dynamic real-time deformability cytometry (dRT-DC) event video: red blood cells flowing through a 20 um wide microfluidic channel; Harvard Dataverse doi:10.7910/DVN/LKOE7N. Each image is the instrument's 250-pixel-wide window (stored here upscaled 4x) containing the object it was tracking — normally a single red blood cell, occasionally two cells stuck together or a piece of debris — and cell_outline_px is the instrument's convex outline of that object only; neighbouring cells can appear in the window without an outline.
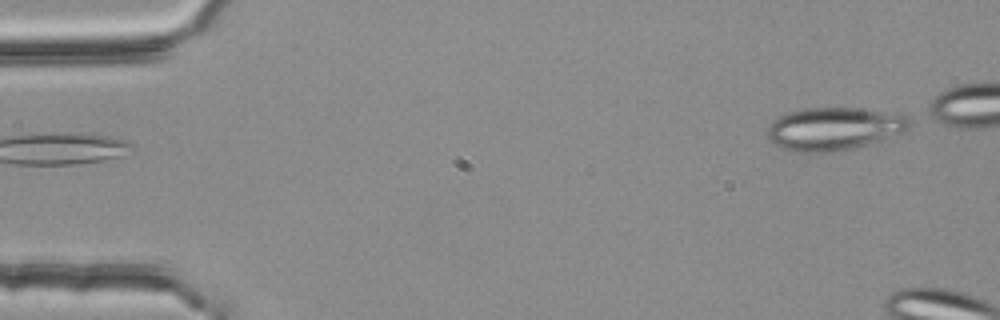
{"species": "common noctule bat (a hibernating species)", "species_latin": "Nyctalus noctula", "temperature_condition": "room temperature", "stored_images_in_passage": 2, "camera_frame_rate_fps": 3000, "um_per_image_px": 0.085, "animal": {"sex": "female", "body_mass_g": 25.1}, "frame": {"image": 1, "passage_image": 2, "time_ms": 0.333, "image_size_px": [1000, 320], "cell_outline_px": [[912, 124], [908, 128], [900, 132], [880, 140], [852, 148], [832, 152], [792, 152], [776, 144], [768, 136], [768, 124], [772, 120], [788, 112], [804, 108], [856, 108], [904, 112], [912, 116]], "centroid_in_image_um": [70.96, 10.91], "position_along_channel_um": 14.0, "area_um2": 35.78}}